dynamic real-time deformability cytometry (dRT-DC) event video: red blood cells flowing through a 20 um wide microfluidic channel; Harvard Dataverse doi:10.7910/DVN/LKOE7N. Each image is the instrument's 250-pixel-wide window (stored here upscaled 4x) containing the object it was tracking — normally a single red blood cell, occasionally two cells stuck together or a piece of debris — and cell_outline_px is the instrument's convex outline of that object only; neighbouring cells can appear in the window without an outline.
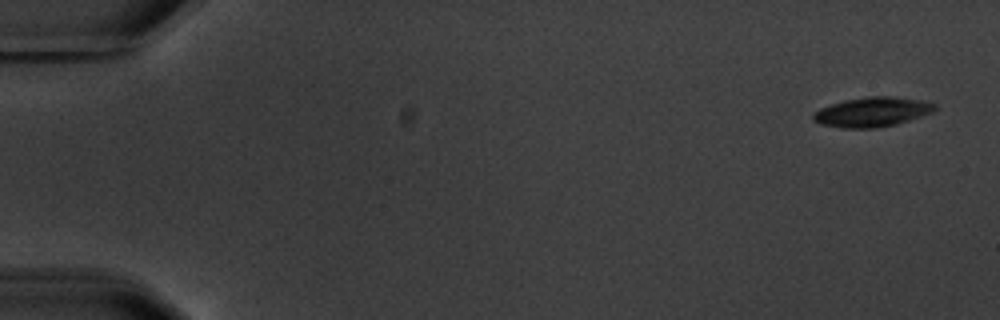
{"species": "common noctule bat (a hibernating species)", "species_latin": "Nyctalus noctula", "temperature_condition": "warm", "stored_images_in_passage": 5, "camera_frame_rate_fps": 3000, "um_per_image_px": 0.085, "animal": {"sex": "male", "body_mass_g": 20.1, "forearm_length_mm": 53.5}, "frame": {"image": 1, "passage_image": 1, "time_ms": 0.0, "image_size_px": [1000, 320], "cell_outline_px": [[936, 108], [932, 112], [896, 124], [876, 128], [840, 128], [820, 124], [812, 120], [812, 116], [820, 108], [844, 100], [868, 96], [896, 96], [920, 100], [936, 104]], "centroid_in_image_um": [74.11, 9.52], "position_along_channel_um": 10.9, "area_um2": 20.92}}
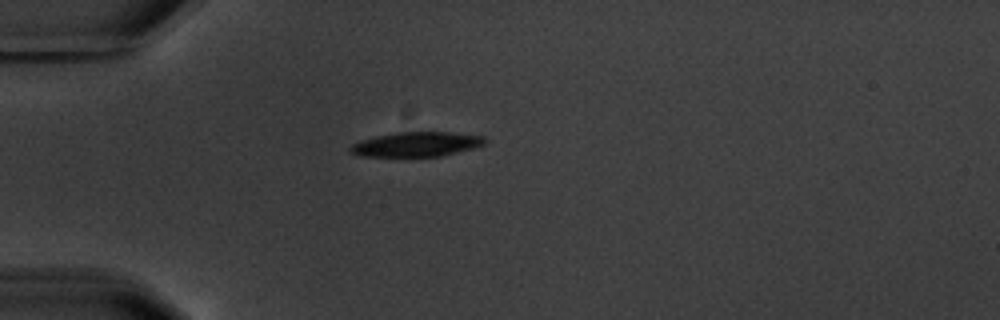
{"frame": {"image": 2, "passage_image": 5, "time_ms": 4.667, "image_size_px": [1000, 320], "cell_outline_px": [[488, 140], [484, 144], [472, 148], [440, 156], [360, 156], [348, 152], [348, 148], [352, 144], [360, 140], [376, 136], [396, 132], [452, 132], [484, 136]], "centroid_in_image_um": [35.37, 12.25], "position_along_channel_um": 49.6, "area_um2": 19.31}}